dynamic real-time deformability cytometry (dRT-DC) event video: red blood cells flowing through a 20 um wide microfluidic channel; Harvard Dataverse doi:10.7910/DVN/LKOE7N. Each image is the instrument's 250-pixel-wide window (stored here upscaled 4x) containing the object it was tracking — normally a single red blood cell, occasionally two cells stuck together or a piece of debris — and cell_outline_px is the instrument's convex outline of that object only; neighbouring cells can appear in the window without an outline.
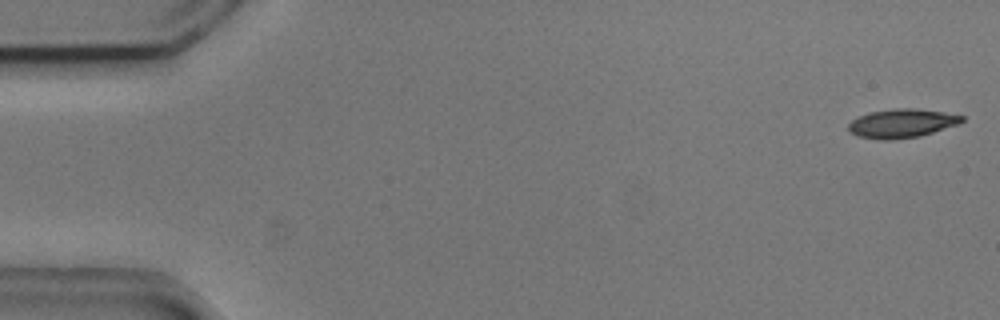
{"species": "common noctule bat (a hibernating species)", "species_latin": "Nyctalus noctula", "temperature_condition": "cold", "stored_images_in_passage": 4, "camera_frame_rate_fps": 3000, "um_per_image_px": 0.085, "animal": {"sex": "male", "body_mass_g": 20.5, "forearm_length_mm": 52.5}, "frame": {"image": 1, "passage_image": 1, "time_ms": 0.0, "image_size_px": [1000, 320], "cell_outline_px": [[964, 120], [960, 124], [920, 136], [888, 140], [880, 140], [856, 136], [848, 132], [848, 124], [852, 120], [868, 112], [896, 108], [916, 108], [944, 112], [964, 116]], "centroid_in_image_um": [76.64, 10.48], "position_along_channel_um": 8.4, "area_um2": 19.25}}
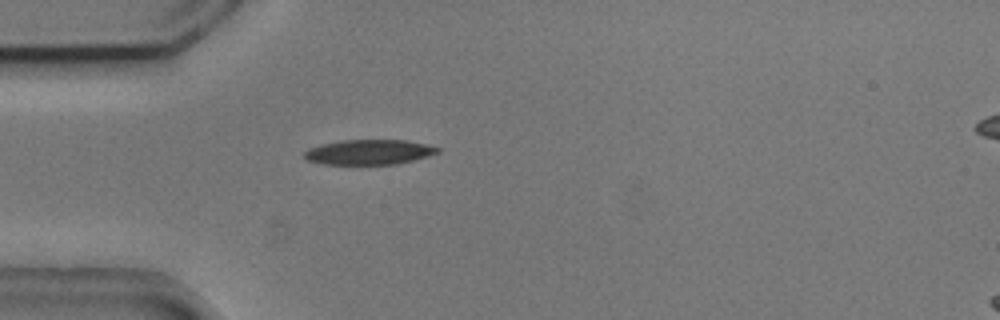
{"frame": {"image": 2, "passage_image": 4, "time_ms": 1.0, "image_size_px": [1000, 320], "cell_outline_px": [[440, 152], [428, 156], [396, 164], [324, 164], [308, 160], [304, 156], [304, 152], [308, 148], [320, 144], [340, 140], [404, 140], [424, 144], [440, 148]], "centroid_in_image_um": [31.34, 12.92], "position_along_channel_um": 53.7, "area_um2": 19.31}}